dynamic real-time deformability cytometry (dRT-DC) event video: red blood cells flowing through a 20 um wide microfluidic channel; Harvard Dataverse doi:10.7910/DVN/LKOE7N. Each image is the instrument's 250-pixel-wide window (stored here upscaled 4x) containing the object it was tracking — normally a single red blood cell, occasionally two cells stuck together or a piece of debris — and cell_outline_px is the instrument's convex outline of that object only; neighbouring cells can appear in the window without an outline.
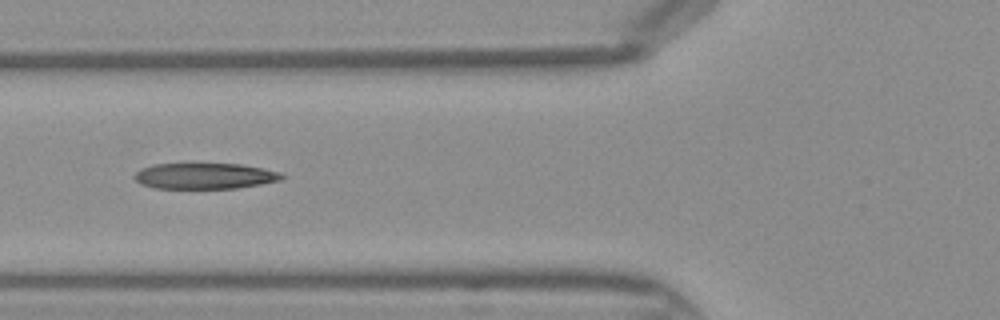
{"species": "Egyptian fruit bat (a non-hibernating species)", "species_latin": "Rousettus aegyptiacus", "temperature_condition": "warm", "stored_images_in_passage": 39, "camera_frame_rate_fps": 3000, "um_per_image_px": 0.085, "frame": {"image": 1, "passage_image": 13, "time_ms": 4.0, "image_size_px": [1000, 320], "cell_outline_px": [[284, 176], [280, 180], [260, 184], [236, 188], [156, 188], [140, 184], [132, 176], [140, 168], [152, 164], [240, 164], [264, 168], [280, 172]], "centroid_in_image_um": [17.37, 14.95], "position_along_channel_um": 108.4, "area_um2": 22.2}}
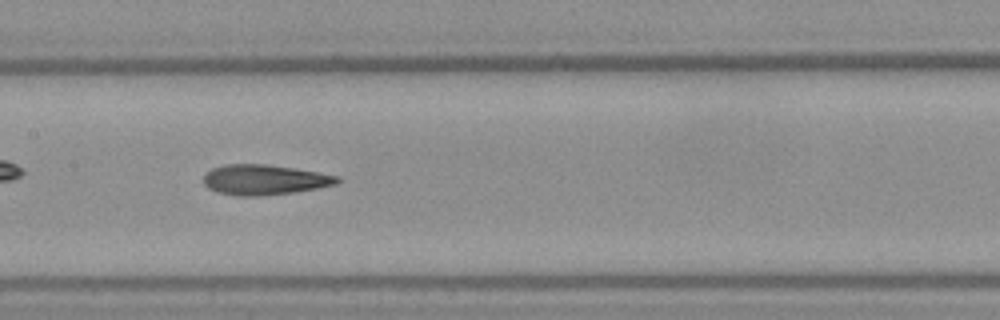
{"frame": {"image": 2, "passage_image": 18, "time_ms": 5.667, "image_size_px": [1000, 320], "cell_outline_px": [[344, 180], [336, 184], [316, 188], [292, 192], [256, 196], [236, 196], [216, 192], [208, 188], [204, 184], [204, 172], [212, 168], [224, 164], [264, 164], [292, 168], [340, 176]], "centroid_in_image_um": [22.44, 15.27], "position_along_channel_um": 185.0, "area_um2": 23.52}}
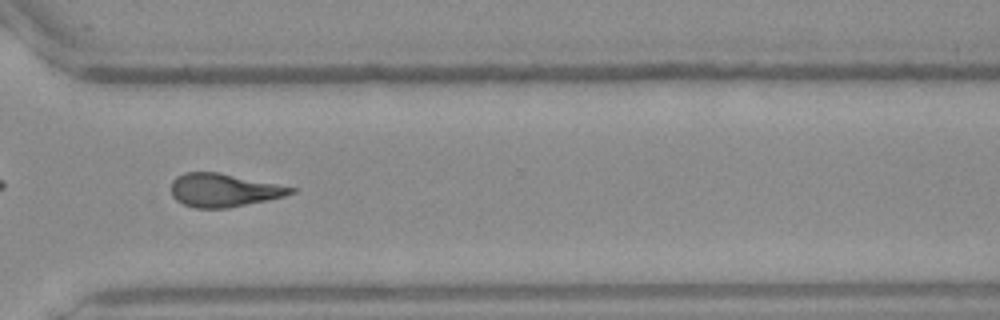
{"frame": {"image": 3, "passage_image": 29, "time_ms": 9.333, "image_size_px": [1000, 320], "cell_outline_px": [[296, 192], [284, 196], [268, 200], [228, 208], [196, 208], [184, 204], [176, 200], [172, 196], [172, 180], [176, 176], [184, 172], [220, 172], [296, 188]], "centroid_in_image_um": [19.01, 16.16], "position_along_channel_um": 351.6, "area_um2": 23.24}}